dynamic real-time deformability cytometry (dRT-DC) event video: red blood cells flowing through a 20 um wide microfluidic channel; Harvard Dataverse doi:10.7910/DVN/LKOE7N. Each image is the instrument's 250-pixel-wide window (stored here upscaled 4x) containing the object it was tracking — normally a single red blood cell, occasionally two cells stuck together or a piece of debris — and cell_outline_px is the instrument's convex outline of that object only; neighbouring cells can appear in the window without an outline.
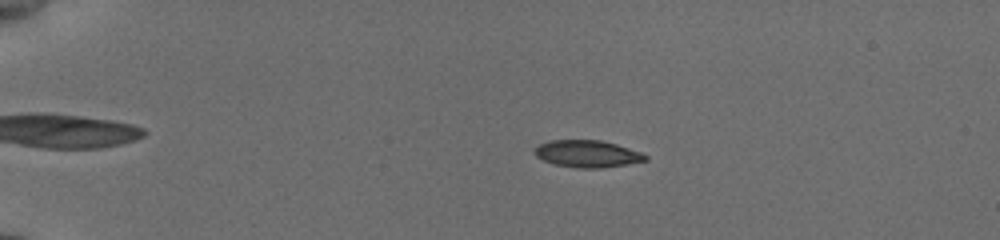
{"species": "common noctule bat (a hibernating species)", "species_latin": "Nyctalus noctula", "temperature_condition": "cold", "stored_images_in_passage": 56, "camera_frame_rate_fps": 3000, "um_per_image_px": 0.085, "animal": {"sex": "female", "body_mass_g": 19.5, "forearm_length_mm": 54.1}, "frame": {"image": 1, "passage_image": 13, "time_ms": 4.0, "image_size_px": [1000, 240], "cell_outline_px": [[648, 160], [600, 168], [580, 168], [552, 164], [536, 156], [532, 152], [540, 144], [548, 140], [600, 140], [616, 144], [640, 152], [648, 156]], "centroid_in_image_um": [49.89, 13.07], "position_along_channel_um": 35.1, "area_um2": 17.34}}
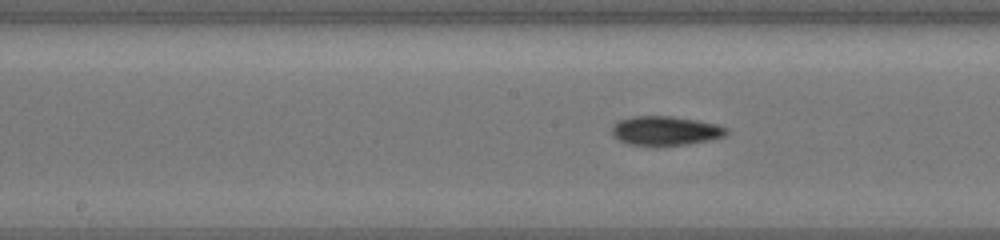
{"frame": {"image": 2, "passage_image": 31, "time_ms": 10.0, "image_size_px": [1000, 240], "cell_outline_px": [[728, 132], [724, 136], [712, 140], [664, 148], [656, 148], [628, 144], [612, 136], [612, 128], [620, 120], [632, 116], [672, 116], [696, 120], [716, 124], [728, 128]], "centroid_in_image_um": [56.57, 11.16], "position_along_channel_um": 191.6, "area_um2": 20.11}}
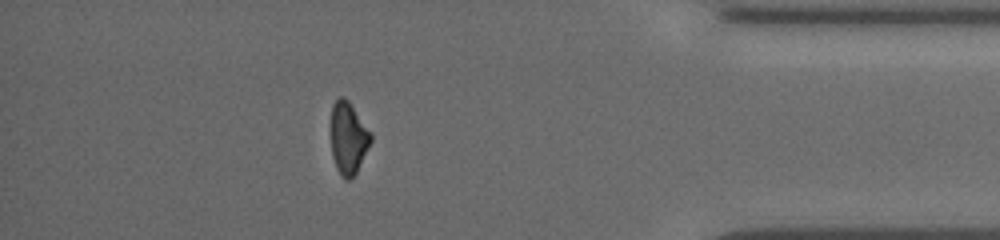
{"frame": {"image": 3, "passage_image": 50, "time_ms": 16.333, "image_size_px": [1000, 240], "cell_outline_px": [[372, 140], [356, 172], [348, 180], [344, 180], [340, 176], [336, 168], [332, 156], [332, 104], [340, 96], [344, 96], [348, 100], [372, 132]], "centroid_in_image_um": [29.62, 11.73], "position_along_channel_um": 405.6, "area_um2": 16.7}, "authors_computed_cell_mechanics": {"area_um2": 17.5134, "velocity_mm_per_s": 3.8457, "shape_relaxation_time_tau1_ms": 4.126, "shape_relaxation_time_tau2_ms": 4.1335, "deformation_change_tau1": 0.1372, "deformation_change_tau2": 0.1048}}